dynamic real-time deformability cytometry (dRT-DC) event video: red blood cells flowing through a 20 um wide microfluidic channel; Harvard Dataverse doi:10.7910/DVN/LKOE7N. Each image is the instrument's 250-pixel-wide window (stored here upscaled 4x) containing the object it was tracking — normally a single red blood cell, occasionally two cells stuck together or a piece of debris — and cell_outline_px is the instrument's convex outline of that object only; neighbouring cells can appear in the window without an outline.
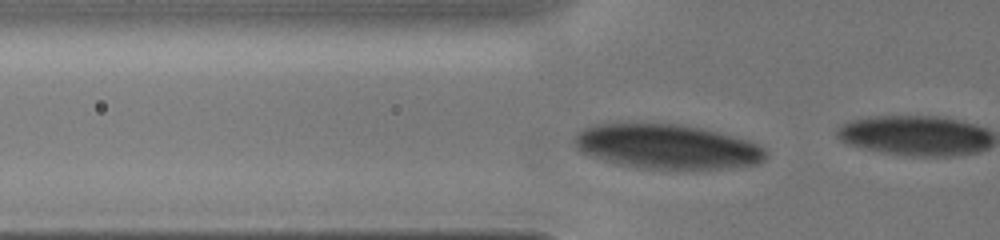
{"species": "human", "species_latin": "Homo sapiens", "temperature_condition": "cold", "stored_images_in_passage": 8, "camera_frame_rate_fps": 3000, "um_per_image_px": 0.085, "donor": {"sex": "male"}, "frame": {"image": 1, "passage_image": 3, "time_ms": 0.333, "image_size_px": [1000, 240], "cell_outline_px": [[768, 152], [764, 160], [756, 164], [724, 168], [644, 168], [620, 164], [588, 156], [580, 152], [572, 144], [572, 140], [584, 128], [596, 124], [680, 124], [700, 128], [748, 140], [764, 148]], "centroid_in_image_um": [56.66, 12.46], "position_along_channel_um": 69.1, "area_um2": 49.13}}